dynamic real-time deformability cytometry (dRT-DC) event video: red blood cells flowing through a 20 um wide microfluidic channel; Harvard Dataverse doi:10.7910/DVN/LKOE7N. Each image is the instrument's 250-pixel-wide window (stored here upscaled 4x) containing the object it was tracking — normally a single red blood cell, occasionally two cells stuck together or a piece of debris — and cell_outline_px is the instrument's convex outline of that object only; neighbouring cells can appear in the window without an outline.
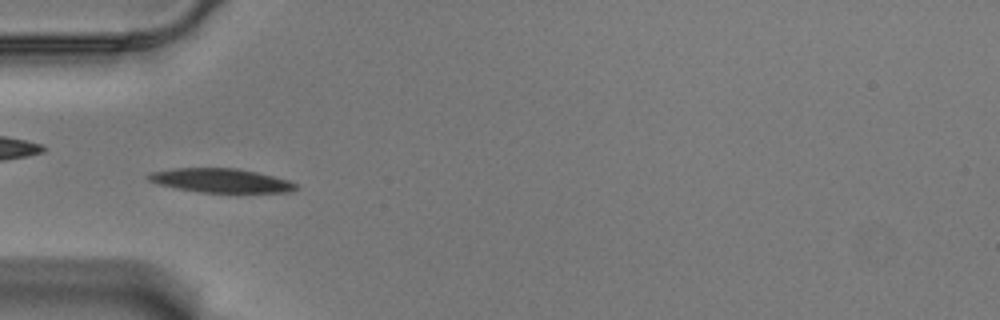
{"species": "Egyptian fruit bat (a non-hibernating species)", "species_latin": "Rousettus aegyptiacus", "temperature_condition": "warm", "stored_images_in_passage": 57, "camera_frame_rate_fps": 3000, "um_per_image_px": 0.085, "animal": {"sex": "male"}, "frame": {"image": 1, "passage_image": 18, "time_ms": 5.667, "image_size_px": [1000, 320], "cell_outline_px": [[296, 188], [292, 192], [200, 192], [176, 188], [156, 184], [148, 180], [144, 176], [148, 172], [172, 168], [236, 168], [256, 172], [288, 180], [296, 184]], "centroid_in_image_um": [18.67, 15.33], "position_along_channel_um": 66.3, "area_um2": 20.63}}
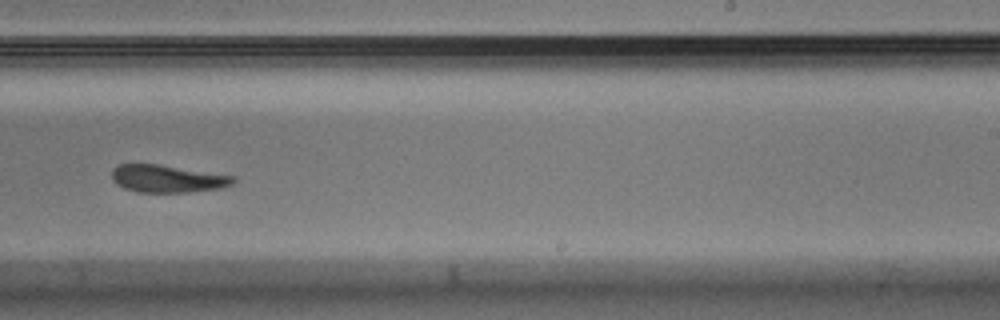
{"frame": {"image": 2, "passage_image": 36, "time_ms": 11.667, "image_size_px": [1000, 320], "cell_outline_px": [[236, 180], [232, 184], [220, 188], [188, 192], [136, 192], [124, 188], [116, 184], [112, 180], [112, 168], [120, 164], [156, 164], [236, 176]], "centroid_in_image_um": [14.21, 15.19], "position_along_channel_um": 274.8, "area_um2": 19.42}}
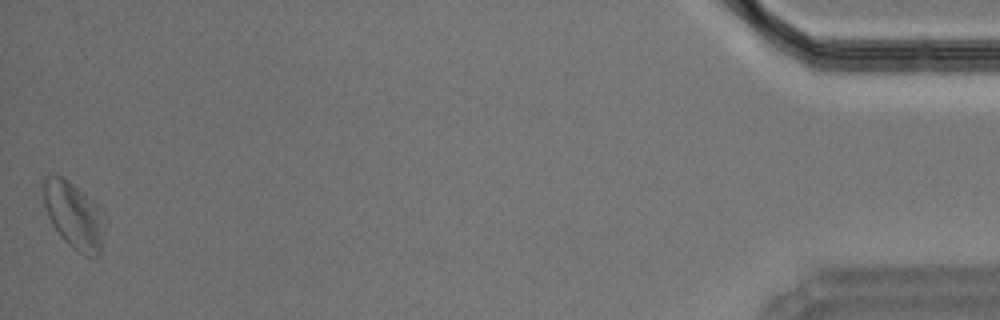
{"frame": {"image": 3, "passage_image": 57, "time_ms": 18.667, "image_size_px": [1000, 320], "cell_outline_px": [[104, 216], [100, 252], [96, 256], [84, 256], [72, 248], [60, 236], [52, 224], [48, 216], [44, 204], [44, 180], [48, 176], [60, 176], [68, 180], [84, 192], [104, 212]], "centroid_in_image_um": [6.29, 18.32], "position_along_channel_um": 428.9, "area_um2": 23.47}, "authors_computed_cell_mechanics": {"area_um2": 21.0392, "velocity_mm_per_s": 3.4824, "shape_relaxation_time_tau1_ms": 2.2499, "shape_relaxation_time_tau2_ms": 6.0271, "deformation_change_tau1": 0.0954, "deformation_change_tau2": 0.1532}}